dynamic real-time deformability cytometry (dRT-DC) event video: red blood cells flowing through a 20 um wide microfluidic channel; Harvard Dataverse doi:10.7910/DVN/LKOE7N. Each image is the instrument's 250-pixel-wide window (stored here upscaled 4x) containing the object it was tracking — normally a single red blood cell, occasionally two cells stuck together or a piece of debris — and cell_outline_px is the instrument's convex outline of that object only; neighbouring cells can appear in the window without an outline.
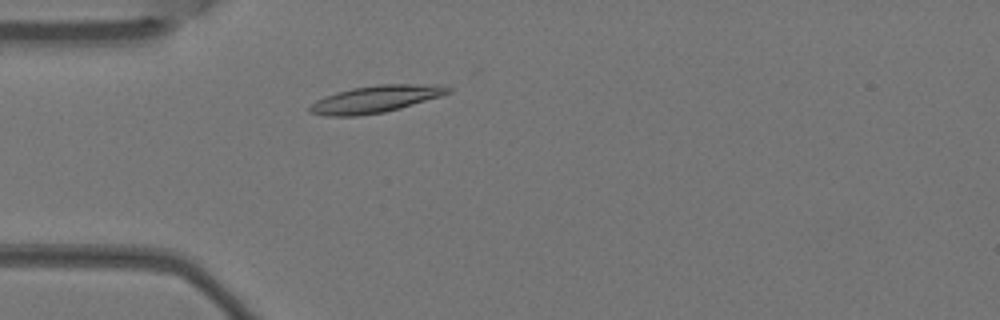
{"species": "Egyptian fruit bat (a non-hibernating species)", "species_latin": "Rousettus aegyptiacus", "temperature_condition": "warm", "stored_images_in_passage": 3, "camera_frame_rate_fps": 3000, "um_per_image_px": 0.085, "animal": {"sex": "female"}, "frame": {"image": 1, "passage_image": 3, "time_ms": 0.667, "image_size_px": [1000, 320], "cell_outline_px": [[452, 92], [440, 96], [400, 108], [384, 112], [360, 116], [324, 116], [308, 112], [308, 108], [316, 100], [324, 96], [336, 92], [352, 88], [376, 84], [436, 84], [452, 88]], "centroid_in_image_um": [31.9, 8.42], "position_along_channel_um": 53.1, "area_um2": 21.96}}